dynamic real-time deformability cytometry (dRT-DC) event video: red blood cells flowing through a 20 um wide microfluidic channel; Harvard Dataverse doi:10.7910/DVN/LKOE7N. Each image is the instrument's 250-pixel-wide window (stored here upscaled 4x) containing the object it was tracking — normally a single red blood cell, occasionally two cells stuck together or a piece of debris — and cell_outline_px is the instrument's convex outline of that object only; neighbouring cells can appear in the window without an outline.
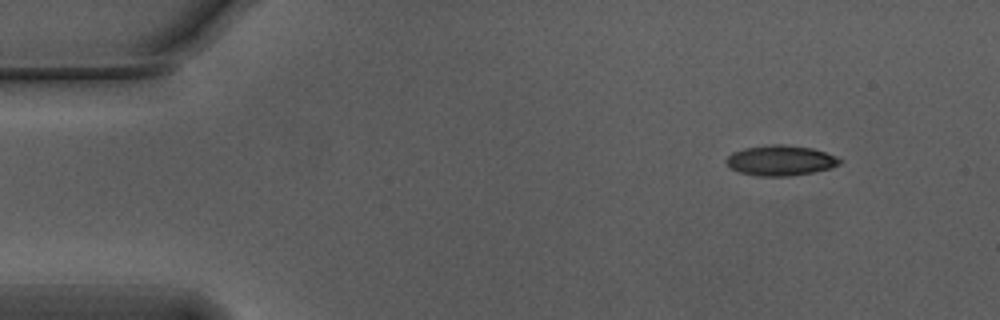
{"species": "Egyptian fruit bat (a non-hibernating species)", "species_latin": "Rousettus aegyptiacus", "temperature_condition": "warm", "stored_images_in_passage": 50, "camera_frame_rate_fps": 3000, "um_per_image_px": 0.085, "animal": {"sex": "male"}, "frame": {"image": 1, "passage_image": 1, "time_ms": 0.0, "image_size_px": [1000, 320], "cell_outline_px": [[844, 160], [840, 164], [828, 168], [812, 172], [788, 176], [760, 176], [740, 172], [732, 168], [724, 160], [732, 152], [744, 148], [772, 144], [788, 144], [812, 148], [836, 156]], "centroid_in_image_um": [66.35, 13.62], "position_along_channel_um": 18.6, "area_um2": 19.94}}
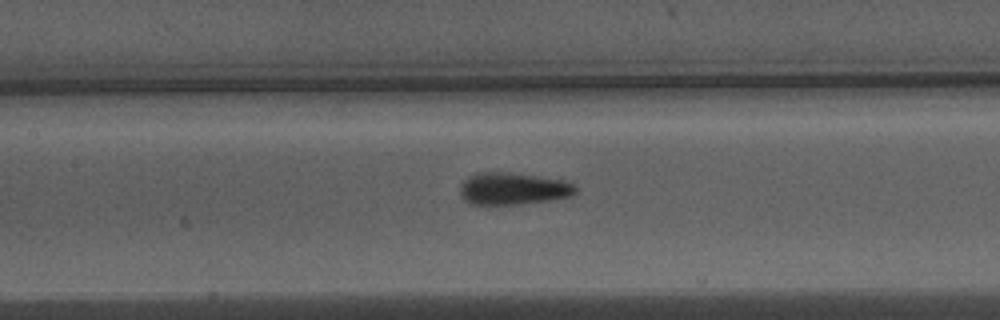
{"frame": {"image": 2, "passage_image": 20, "time_ms": 6.333, "image_size_px": [1000, 320], "cell_outline_px": [[576, 192], [568, 196], [548, 200], [488, 208], [472, 204], [464, 200], [460, 192], [460, 184], [468, 176], [480, 172], [504, 172], [536, 176], [564, 180], [572, 184], [576, 188]], "centroid_in_image_um": [43.5, 16.07], "position_along_channel_um": 163.9, "area_um2": 21.96}}
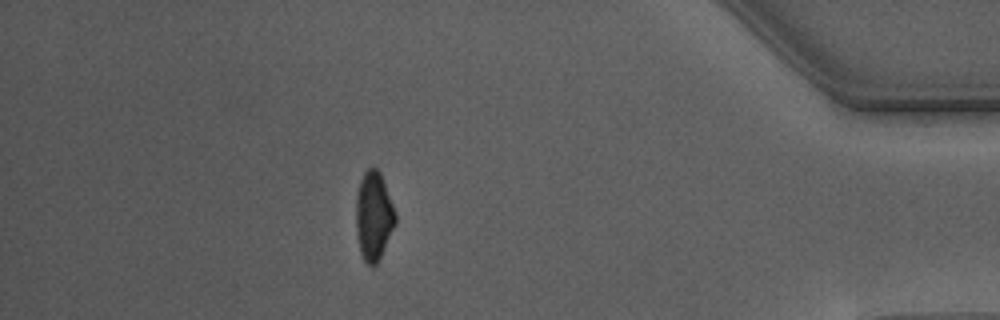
{"frame": {"image": 3, "passage_image": 43, "time_ms": 14.0, "image_size_px": [1000, 320], "cell_outline_px": [[396, 224], [376, 264], [372, 268], [364, 260], [360, 252], [356, 232], [356, 196], [360, 180], [364, 172], [368, 168], [376, 168], [380, 172], [396, 212]], "centroid_in_image_um": [31.76, 18.36], "position_along_channel_um": 403.4, "area_um2": 20.35}, "authors_computed_cell_mechanics": {"area_um2": 20.7502, "velocity_mm_per_s": 3.7677, "shape_relaxation_time_tau1_ms": 3.8869, "shape_relaxation_time_tau2_ms": 1.7673, "deformation_change_tau1": 0.1446, "deformation_change_tau2": 0.091}}